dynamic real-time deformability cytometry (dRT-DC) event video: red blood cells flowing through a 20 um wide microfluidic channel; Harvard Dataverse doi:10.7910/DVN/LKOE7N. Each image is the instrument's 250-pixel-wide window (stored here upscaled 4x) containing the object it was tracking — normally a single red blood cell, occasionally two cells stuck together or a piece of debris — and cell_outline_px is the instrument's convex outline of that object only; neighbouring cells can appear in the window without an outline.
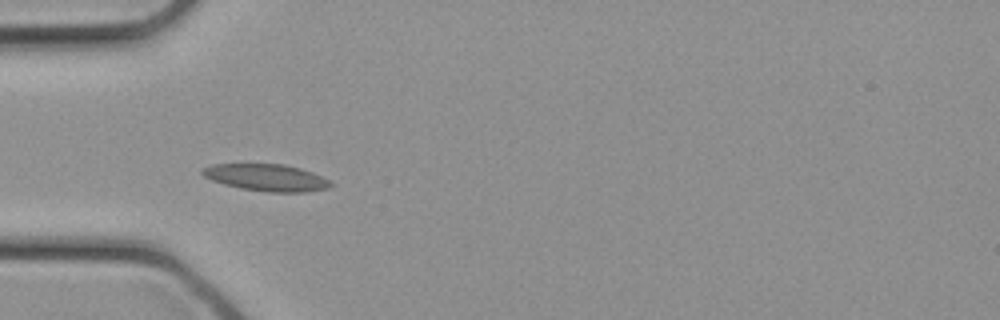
{"species": "common noctule bat (a hibernating species)", "species_latin": "Nyctalus noctula", "temperature_condition": "cold", "stored_images_in_passage": 23, "camera_frame_rate_fps": 3000, "um_per_image_px": 0.085, "animal": {"sex": "female", "body_mass_g": 21.9}, "frame": {"image": 1, "passage_image": 1, "time_ms": 0.0, "image_size_px": [1000, 320], "cell_outline_px": [[336, 184], [332, 188], [304, 192], [268, 192], [240, 188], [224, 184], [212, 180], [204, 176], [200, 172], [204, 168], [212, 164], [284, 164], [300, 168], [312, 172]], "centroid_in_image_um": [22.69, 15.1], "position_along_channel_um": 62.3, "area_um2": 20.17}}
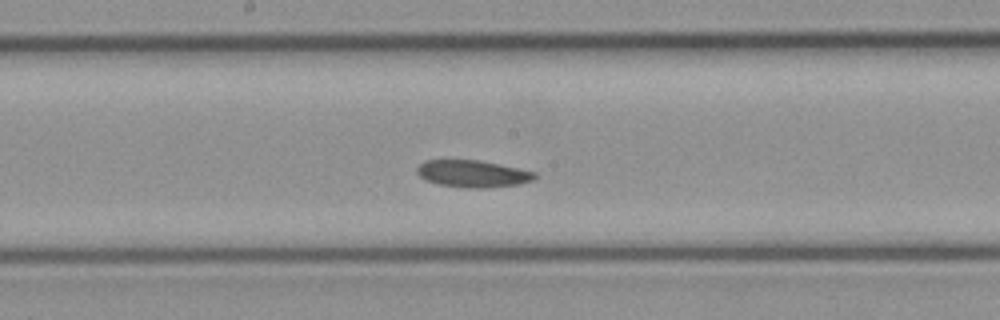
{"frame": {"image": 2, "passage_image": 8, "time_ms": 2.333, "image_size_px": [1000, 320], "cell_outline_px": [[536, 176], [532, 180], [520, 184], [484, 188], [468, 188], [440, 184], [424, 180], [416, 172], [416, 168], [424, 160], [480, 160], [536, 172]], "centroid_in_image_um": [40.16, 14.76], "position_along_channel_um": 208.0, "area_um2": 18.5}}
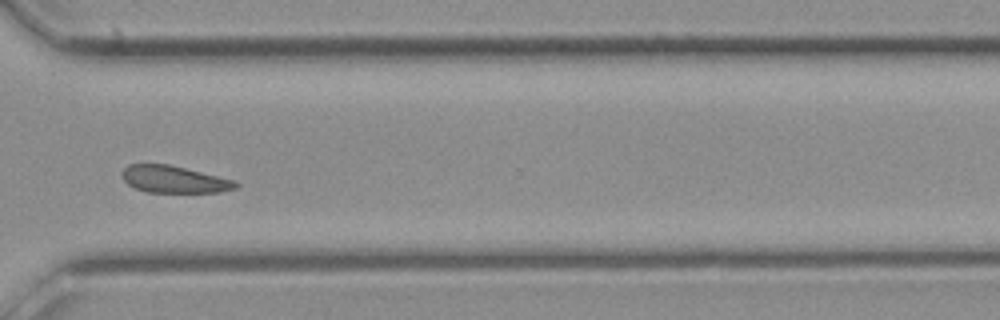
{"frame": {"image": 3, "passage_image": 15, "time_ms": 4.667, "image_size_px": [1000, 320], "cell_outline_px": [[240, 184], [236, 188], [220, 192], [148, 192], [136, 188], [128, 184], [120, 176], [120, 172], [128, 164], [168, 164], [236, 180]], "centroid_in_image_um": [14.79, 15.24], "position_along_channel_um": 355.8, "area_um2": 17.98}}